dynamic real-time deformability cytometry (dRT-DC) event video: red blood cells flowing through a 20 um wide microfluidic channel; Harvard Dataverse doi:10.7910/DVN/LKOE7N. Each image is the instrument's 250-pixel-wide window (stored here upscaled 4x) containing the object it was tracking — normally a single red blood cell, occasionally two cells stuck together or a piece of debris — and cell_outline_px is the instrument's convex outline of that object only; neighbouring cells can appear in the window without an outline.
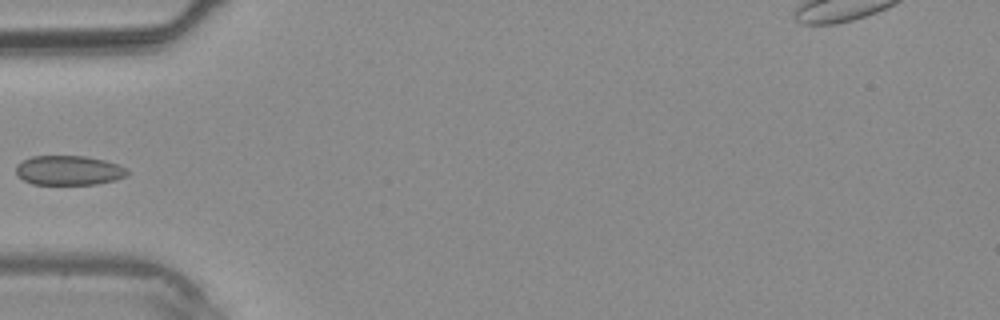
{"species": "common noctule bat (a hibernating species)", "species_latin": "Nyctalus noctula", "temperature_condition": "warm", "stored_images_in_passage": 11, "camera_frame_rate_fps": 3000, "um_per_image_px": 0.085, "animal": {"sex": "male", "body_mass_g": 20.4}, "frame": {"image": 1, "passage_image": 1, "time_ms": 0.0, "image_size_px": [1000, 320], "cell_outline_px": [[128, 172], [124, 176], [116, 180], [96, 184], [32, 184], [24, 180], [16, 172], [16, 164], [32, 156], [88, 156], [120, 164], [128, 168]], "centroid_in_image_um": [5.88, 14.47], "position_along_channel_um": 79.1, "area_um2": 19.19}}
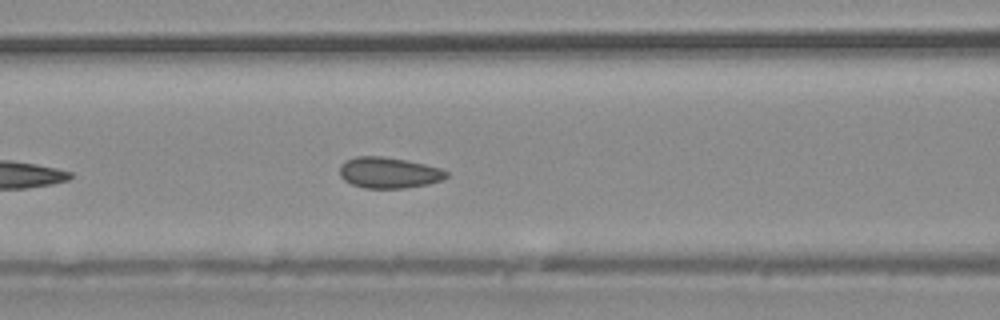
{"frame": {"image": 2, "passage_image": 4, "time_ms": 1.0, "image_size_px": [1000, 320], "cell_outline_px": [[448, 176], [440, 180], [428, 184], [404, 188], [364, 188], [352, 184], [344, 180], [340, 176], [340, 164], [344, 160], [356, 156], [384, 156], [408, 160], [440, 168], [448, 172]], "centroid_in_image_um": [33.02, 14.67], "position_along_channel_um": 133.6, "area_um2": 19.36}}